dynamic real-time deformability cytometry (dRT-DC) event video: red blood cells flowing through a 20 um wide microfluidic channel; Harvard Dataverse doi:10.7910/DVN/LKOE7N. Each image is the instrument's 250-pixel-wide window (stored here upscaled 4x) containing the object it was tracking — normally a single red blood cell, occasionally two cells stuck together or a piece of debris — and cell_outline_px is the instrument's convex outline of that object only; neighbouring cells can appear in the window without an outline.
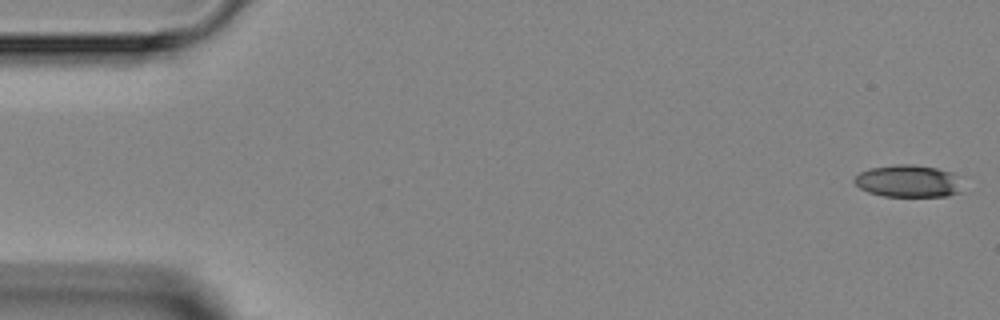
{"species": "Egyptian fruit bat (a non-hibernating species)", "species_latin": "Rousettus aegyptiacus", "temperature_condition": "room temperature", "stored_images_in_passage": 5, "camera_frame_rate_fps": 3000, "um_per_image_px": 0.085, "animal": {"sex": "female"}, "frame": {"image": 1, "passage_image": 1, "time_ms": 0.0, "image_size_px": [1000, 320], "cell_outline_px": [[960, 192], [948, 196], [884, 196], [868, 192], [860, 188], [852, 180], [860, 172], [868, 168], [896, 164], [912, 164], [936, 168], [952, 172]], "centroid_in_image_um": [77.11, 15.39], "position_along_channel_um": 7.9, "area_um2": 20.0}}
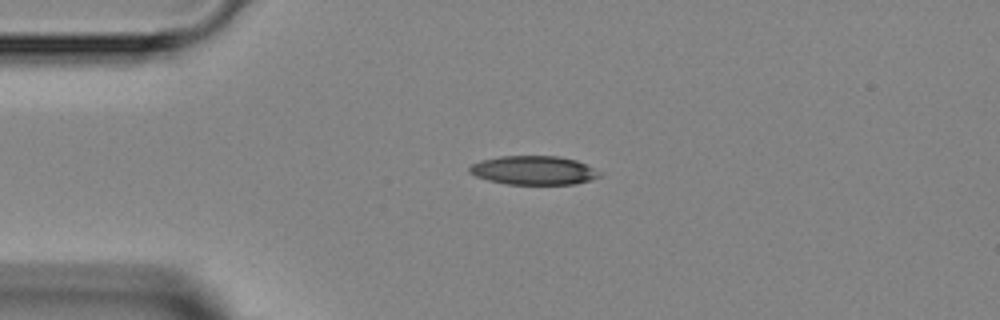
{"frame": {"image": 2, "passage_image": 4, "time_ms": 3.333, "image_size_px": [1000, 320], "cell_outline_px": [[600, 176], [576, 184], [508, 184], [488, 180], [476, 176], [468, 172], [468, 168], [472, 164], [480, 160], [500, 156], [556, 156], [576, 160], [600, 172]], "centroid_in_image_um": [45.31, 14.47], "position_along_channel_um": 39.7, "area_um2": 21.68}}